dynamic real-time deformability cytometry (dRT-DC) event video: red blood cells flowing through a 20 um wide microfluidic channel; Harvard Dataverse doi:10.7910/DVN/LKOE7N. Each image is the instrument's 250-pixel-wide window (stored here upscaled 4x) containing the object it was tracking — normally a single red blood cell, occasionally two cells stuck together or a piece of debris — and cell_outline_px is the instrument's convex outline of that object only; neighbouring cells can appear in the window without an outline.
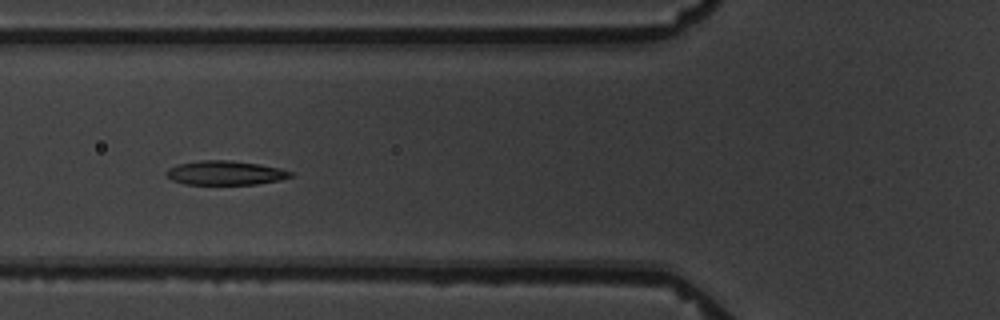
{"species": "common noctule bat (a hibernating species)", "species_latin": "Nyctalus noctula", "temperature_condition": "warm", "stored_images_in_passage": 9, "camera_frame_rate_fps": 3000, "um_per_image_px": 0.085, "animal": {"sex": "male", "body_mass_g": 19.5, "forearm_length_mm": 54.6}, "frame": {"image": 1, "passage_image": 6, "time_ms": 5.667, "image_size_px": [1000, 320], "cell_outline_px": [[292, 176], [280, 180], [256, 184], [184, 184], [172, 180], [164, 172], [168, 168], [176, 164], [200, 160], [232, 160], [260, 164], [280, 168], [292, 172]], "centroid_in_image_um": [19.12, 14.68], "position_along_channel_um": 106.7, "area_um2": 17.57}}
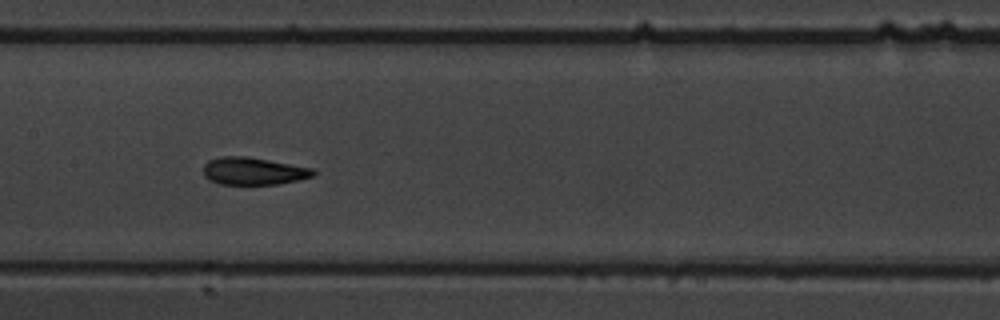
{"frame": {"image": 2, "passage_image": 8, "time_ms": 8.0, "image_size_px": [1000, 320], "cell_outline_px": [[316, 172], [312, 176], [300, 180], [276, 184], [220, 184], [208, 180], [204, 176], [204, 164], [208, 160], [220, 156], [248, 156], [312, 168]], "centroid_in_image_um": [21.51, 14.54], "position_along_channel_um": 185.9, "area_um2": 17.63}}
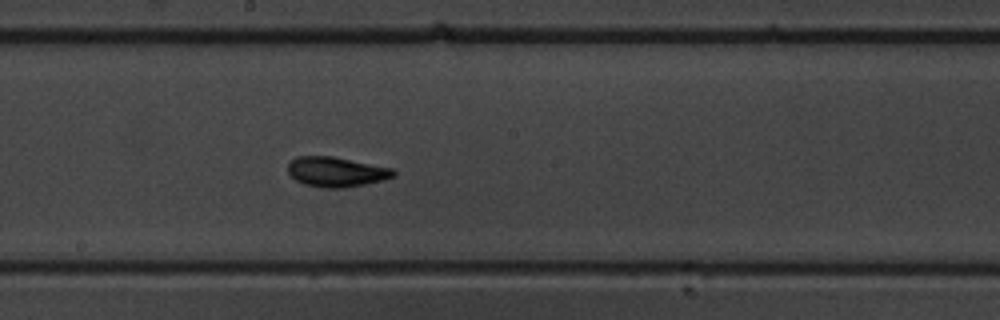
{"frame": {"image": 3, "passage_image": 9, "time_ms": 9.0, "image_size_px": [1000, 320], "cell_outline_px": [[396, 176], [384, 180], [344, 188], [324, 188], [304, 184], [296, 180], [288, 172], [288, 164], [296, 156], [332, 156], [396, 168]], "centroid_in_image_um": [28.64, 14.6], "position_along_channel_um": 219.6, "area_um2": 18.61}}